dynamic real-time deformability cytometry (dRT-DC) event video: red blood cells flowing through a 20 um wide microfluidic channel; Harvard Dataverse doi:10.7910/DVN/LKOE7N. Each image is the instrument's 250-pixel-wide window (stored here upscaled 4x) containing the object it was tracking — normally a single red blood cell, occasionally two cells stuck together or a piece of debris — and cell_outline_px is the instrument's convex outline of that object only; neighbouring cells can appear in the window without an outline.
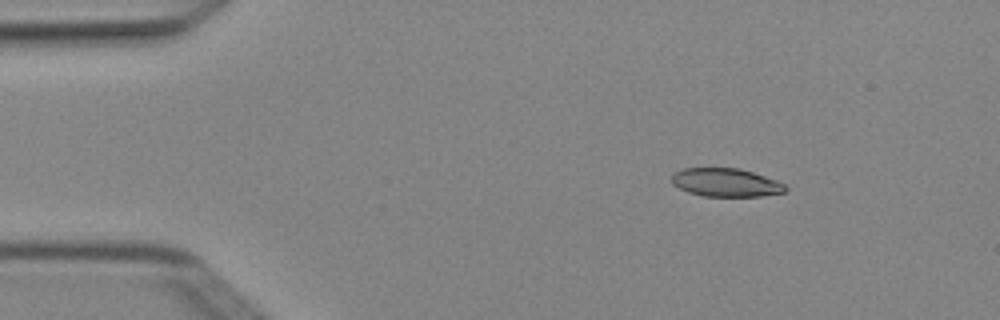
{"species": "Egyptian fruit bat (a non-hibernating species)", "species_latin": "Rousettus aegyptiacus", "temperature_condition": "cold", "stored_images_in_passage": 4, "camera_frame_rate_fps": 3000, "um_per_image_px": 0.085, "animal": {"sex": "female"}, "frame": {"image": 1, "passage_image": 2, "time_ms": 0.333, "image_size_px": [1000, 320], "cell_outline_px": [[788, 188], [784, 192], [760, 196], [704, 196], [688, 192], [672, 184], [672, 172], [684, 168], [740, 168], [776, 180], [784, 184]], "centroid_in_image_um": [61.67, 15.51], "position_along_channel_um": 23.3, "area_um2": 18.73}}
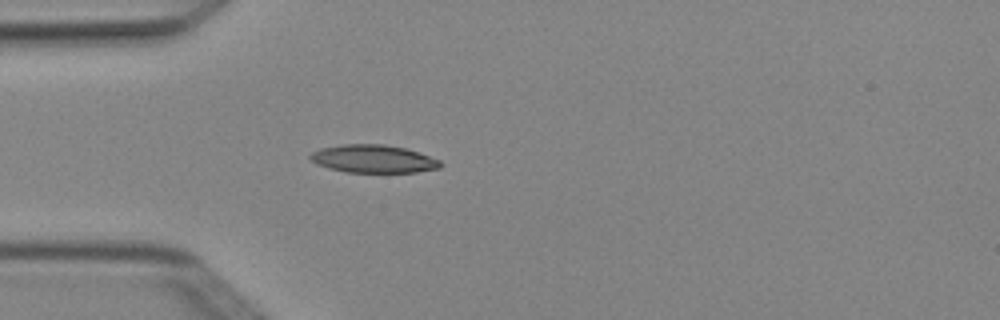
{"frame": {"image": 2, "passage_image": 4, "time_ms": 1.0, "image_size_px": [1000, 320], "cell_outline_px": [[440, 168], [416, 172], [344, 172], [328, 168], [316, 164], [308, 156], [312, 152], [320, 148], [344, 144], [384, 144], [404, 148], [420, 152], [440, 160]], "centroid_in_image_um": [31.72, 13.5], "position_along_channel_um": 53.3, "area_um2": 21.21}}